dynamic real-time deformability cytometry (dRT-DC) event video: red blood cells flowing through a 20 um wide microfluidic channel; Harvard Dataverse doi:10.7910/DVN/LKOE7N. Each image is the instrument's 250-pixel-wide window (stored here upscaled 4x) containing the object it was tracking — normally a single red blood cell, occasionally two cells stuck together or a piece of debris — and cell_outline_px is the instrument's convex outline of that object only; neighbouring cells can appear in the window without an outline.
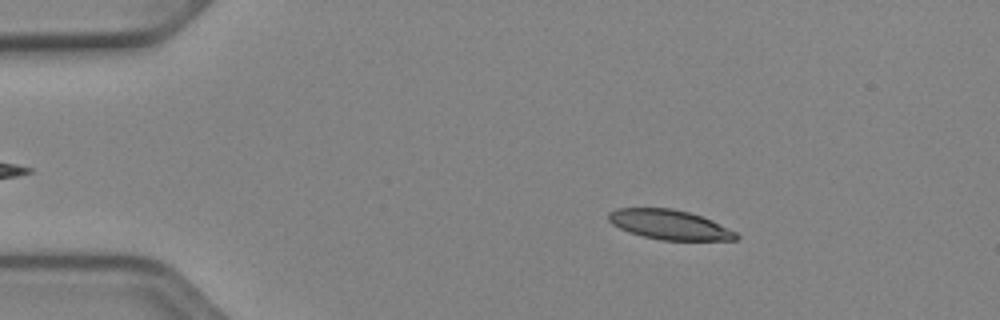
{"species": "Egyptian fruit bat (a non-hibernating species)", "species_latin": "Rousettus aegyptiacus", "temperature_condition": "cold", "stored_images_in_passage": 52, "camera_frame_rate_fps": 3000, "um_per_image_px": 0.085, "animal": {"sex": "female"}, "frame": {"image": 1, "passage_image": 9, "time_ms": 2.667, "image_size_px": [1000, 320], "cell_outline_px": [[740, 236], [736, 240], [660, 240], [644, 236], [620, 228], [612, 224], [608, 220], [608, 212], [616, 208], [672, 208], [688, 212], [712, 220], [736, 232]], "centroid_in_image_um": [56.91, 19.09], "position_along_channel_um": 28.1, "area_um2": 21.91}}
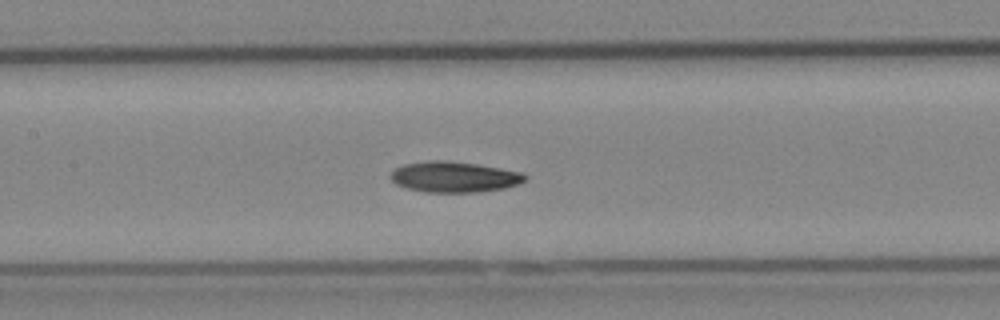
{"frame": {"image": 2, "passage_image": 25, "time_ms": 8.0, "image_size_px": [1000, 320], "cell_outline_px": [[528, 176], [524, 180], [516, 184], [504, 188], [476, 192], [424, 192], [408, 188], [396, 184], [392, 180], [392, 172], [396, 168], [404, 164], [428, 160], [444, 160], [476, 164], [524, 172]], "centroid_in_image_um": [38.62, 15.03], "position_along_channel_um": 168.8, "area_um2": 23.87}}
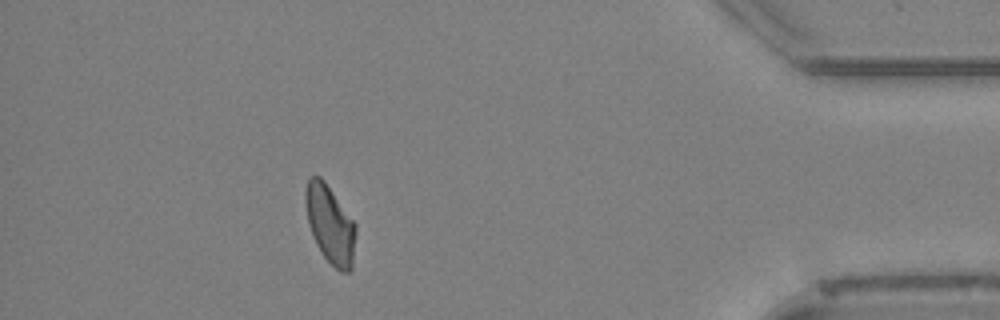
{"frame": {"image": 3, "passage_image": 47, "time_ms": 15.333, "image_size_px": [1000, 320], "cell_outline_px": [[356, 232], [352, 268], [348, 272], [340, 272], [324, 256], [316, 244], [308, 220], [304, 200], [304, 192], [308, 180], [312, 176], [320, 176], [324, 180], [356, 224]], "centroid_in_image_um": [28.07, 19.06], "position_along_channel_um": 407.1, "area_um2": 22.66}}